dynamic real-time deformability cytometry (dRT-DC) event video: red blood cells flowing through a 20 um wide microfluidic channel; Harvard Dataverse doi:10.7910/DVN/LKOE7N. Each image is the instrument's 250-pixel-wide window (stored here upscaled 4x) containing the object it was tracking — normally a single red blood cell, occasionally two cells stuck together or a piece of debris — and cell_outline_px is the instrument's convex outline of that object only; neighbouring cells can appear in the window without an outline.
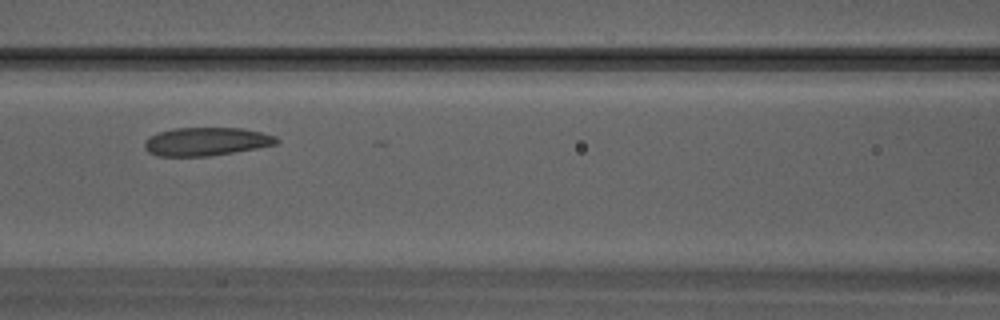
{"species": "Egyptian fruit bat (a non-hibernating species)", "species_latin": "Rousettus aegyptiacus", "temperature_condition": "warm", "stored_images_in_passage": 9, "camera_frame_rate_fps": 3000, "um_per_image_px": 0.085, "animal": {"sex": "male"}, "frame": {"image": 1, "passage_image": 5, "time_ms": 1.333, "image_size_px": [1000, 320], "cell_outline_px": [[280, 140], [276, 144], [256, 148], [208, 156], [156, 156], [148, 152], [144, 148], [144, 140], [148, 136], [172, 128], [244, 128], [276, 136]], "centroid_in_image_um": [17.49, 12.03], "position_along_channel_um": 149.1, "area_um2": 21.79}}